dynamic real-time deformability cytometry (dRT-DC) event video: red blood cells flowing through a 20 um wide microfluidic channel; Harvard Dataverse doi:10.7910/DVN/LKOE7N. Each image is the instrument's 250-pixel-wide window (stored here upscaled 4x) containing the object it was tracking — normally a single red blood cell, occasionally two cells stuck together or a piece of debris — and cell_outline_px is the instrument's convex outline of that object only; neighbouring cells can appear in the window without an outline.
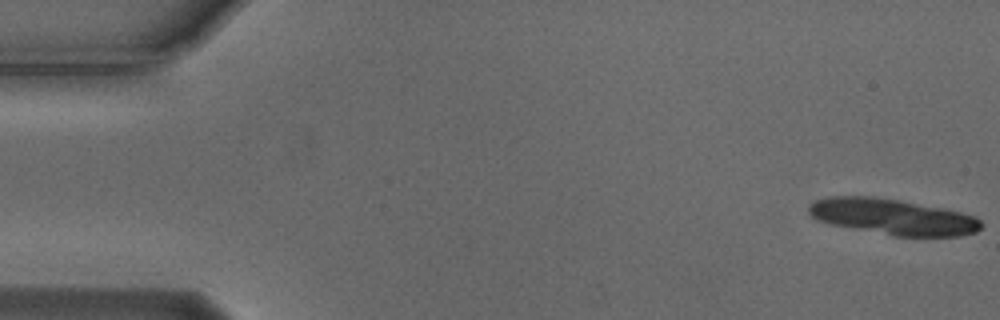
{"species": "Egyptian fruit bat (a non-hibernating species)", "species_latin": "Rousettus aegyptiacus", "temperature_condition": "cold", "stored_images_in_passage": 14, "camera_frame_rate_fps": 3000, "um_per_image_px": 0.085, "animal": {"sex": "male"}, "frame": {"image": 1, "passage_image": 1, "time_ms": 0.0, "image_size_px": [1000, 320], "cell_outline_px": [[984, 224], [976, 232], [960, 236], [892, 236], [832, 224], [820, 220], [812, 216], [808, 212], [808, 204], [816, 200], [832, 196], [872, 196], [896, 200], [940, 208], [960, 212], [976, 216]], "centroid_in_image_um": [75.89, 18.43], "position_along_channel_um": 9.1, "area_um2": 35.72}}